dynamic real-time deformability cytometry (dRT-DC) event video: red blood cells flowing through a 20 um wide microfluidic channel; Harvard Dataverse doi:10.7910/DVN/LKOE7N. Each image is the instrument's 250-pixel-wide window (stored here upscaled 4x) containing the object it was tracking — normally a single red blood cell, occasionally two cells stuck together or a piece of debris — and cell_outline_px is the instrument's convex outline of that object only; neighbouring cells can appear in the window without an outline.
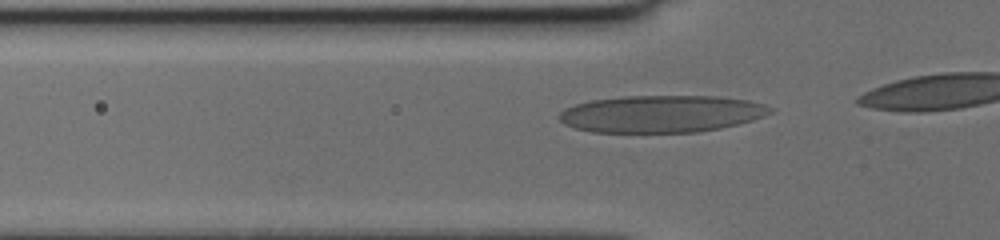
{"species": "human", "species_latin": "Homo sapiens", "temperature_condition": "cold", "stored_images_in_passage": 16, "camera_frame_rate_fps": 3000, "um_per_image_px": 0.085, "donor": {"sex": "female"}, "frame": {"image": 1, "passage_image": 13, "time_ms": 4.0, "image_size_px": [1000, 240], "cell_outline_px": [[772, 112], [764, 116], [752, 120], [720, 128], [696, 132], [592, 132], [576, 128], [564, 124], [556, 116], [564, 108], [576, 104], [592, 100], [624, 96], [720, 96], [744, 100], [764, 104], [772, 108]], "centroid_in_image_um": [56.18, 9.67], "position_along_channel_um": 69.6, "area_um2": 45.55}}